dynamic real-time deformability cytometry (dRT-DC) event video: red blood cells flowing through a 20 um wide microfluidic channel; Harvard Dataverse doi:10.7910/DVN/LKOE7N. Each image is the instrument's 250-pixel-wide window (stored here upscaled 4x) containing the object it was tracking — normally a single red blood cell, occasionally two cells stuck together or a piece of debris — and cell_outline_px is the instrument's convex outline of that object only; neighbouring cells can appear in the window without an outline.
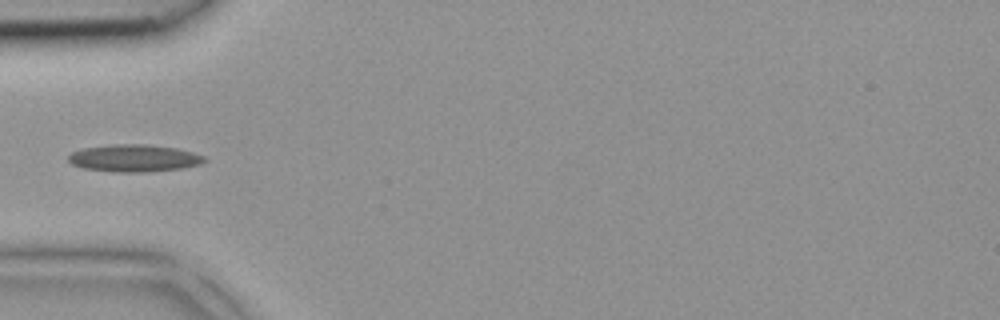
{"species": "common noctule bat (a hibernating species)", "species_latin": "Nyctalus noctula", "temperature_condition": "room temperature", "stored_images_in_passage": 4, "camera_frame_rate_fps": 3000, "um_per_image_px": 0.085, "animal": {"sex": "female", "body_mass_g": 18.4}, "frame": {"image": 1, "passage_image": 4, "time_ms": 1.0, "image_size_px": [1000, 320], "cell_outline_px": [[208, 160], [200, 164], [180, 168], [148, 172], [116, 172], [84, 168], [72, 164], [68, 160], [68, 156], [72, 152], [84, 148], [112, 144], [148, 144], [176, 148], [192, 152], [204, 156]], "centroid_in_image_um": [11.41, 13.44], "position_along_channel_um": 73.6, "area_um2": 21.56}}